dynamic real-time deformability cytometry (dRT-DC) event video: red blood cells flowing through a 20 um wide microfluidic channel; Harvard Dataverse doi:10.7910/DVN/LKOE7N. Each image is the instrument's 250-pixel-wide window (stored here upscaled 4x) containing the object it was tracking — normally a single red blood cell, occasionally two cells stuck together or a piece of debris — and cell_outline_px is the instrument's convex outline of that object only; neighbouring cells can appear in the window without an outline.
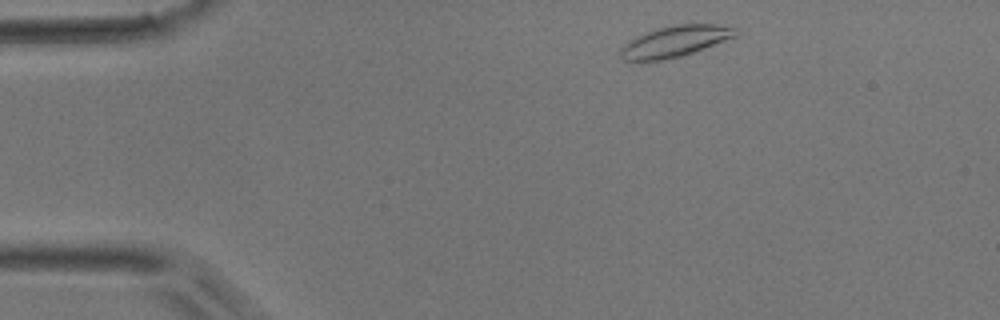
{"species": "common noctule bat (a hibernating species)", "species_latin": "Nyctalus noctula", "temperature_condition": "room temperature", "stored_images_in_passage": 42, "camera_frame_rate_fps": 3000, "um_per_image_px": 0.085, "animal": {"sex": "male", "body_mass_g": 17.9}, "frame": {"image": 1, "passage_image": 2, "time_ms": 0.333, "image_size_px": [1000, 320], "cell_outline_px": [[736, 36], [704, 48], [680, 56], [664, 60], [624, 60], [620, 56], [620, 48], [628, 40], [636, 36], [672, 24], [716, 24], [736, 28]], "centroid_in_image_um": [57.35, 3.51], "position_along_channel_um": 27.7, "area_um2": 20.52}}
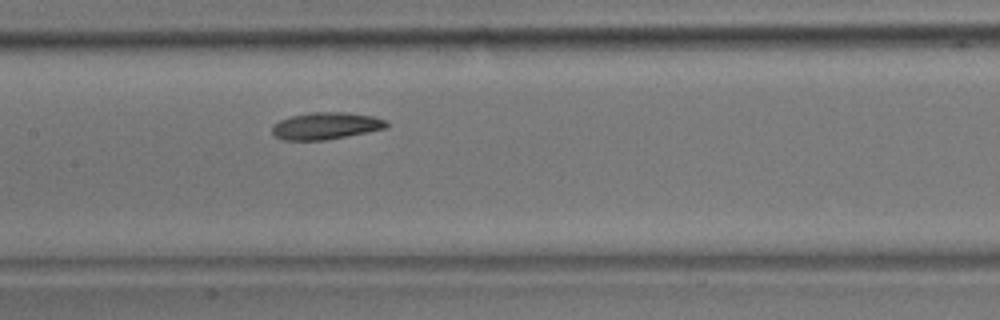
{"frame": {"image": 2, "passage_image": 17, "time_ms": 5.333, "image_size_px": [1000, 320], "cell_outline_px": [[388, 128], [348, 136], [324, 140], [284, 140], [276, 136], [272, 132], [272, 124], [288, 116], [312, 112], [344, 112], [376, 116], [388, 120]], "centroid_in_image_um": [27.73, 10.69], "position_along_channel_um": 179.7, "area_um2": 18.26}}
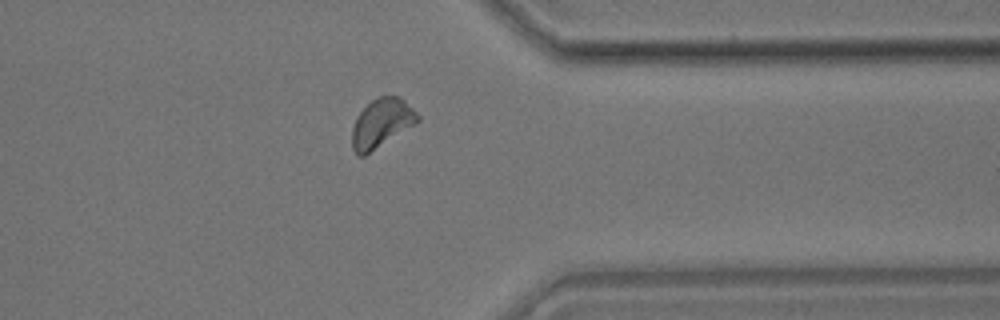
{"frame": {"image": 3, "passage_image": 32, "time_ms": 10.333, "image_size_px": [1000, 320], "cell_outline_px": [[420, 120], [416, 124], [364, 156], [356, 156], [352, 148], [352, 128], [356, 116], [376, 96], [400, 96], [420, 116]], "centroid_in_image_um": [32.42, 10.47], "position_along_channel_um": 379.0, "area_um2": 18.73}}